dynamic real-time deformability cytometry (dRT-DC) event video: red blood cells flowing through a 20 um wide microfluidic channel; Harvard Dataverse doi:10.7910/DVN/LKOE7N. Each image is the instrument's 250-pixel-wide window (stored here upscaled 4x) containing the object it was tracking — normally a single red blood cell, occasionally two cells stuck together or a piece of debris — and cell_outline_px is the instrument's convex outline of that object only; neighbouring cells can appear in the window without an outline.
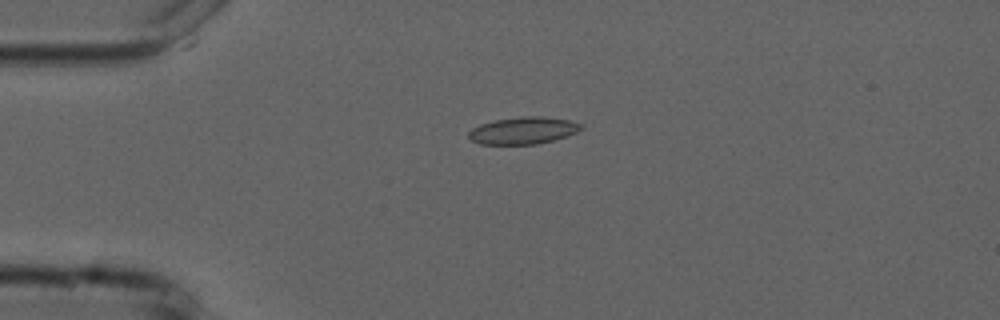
{"species": "common noctule bat (a hibernating species)", "species_latin": "Nyctalus noctula", "temperature_condition": "cold", "stored_images_in_passage": 3, "camera_frame_rate_fps": 3000, "um_per_image_px": 0.085, "animal": {"sex": "male", "forearm_length_mm": 52.5}, "frame": {"image": 1, "passage_image": 2, "time_ms": 2.0, "image_size_px": [1000, 320], "cell_outline_px": [[584, 128], [568, 136], [536, 144], [480, 144], [472, 140], [468, 136], [468, 132], [472, 128], [480, 124], [496, 120], [520, 116], [544, 116], [568, 120], [584, 124]], "centroid_in_image_um": [44.5, 11.08], "position_along_channel_um": 40.5, "area_um2": 17.8}}